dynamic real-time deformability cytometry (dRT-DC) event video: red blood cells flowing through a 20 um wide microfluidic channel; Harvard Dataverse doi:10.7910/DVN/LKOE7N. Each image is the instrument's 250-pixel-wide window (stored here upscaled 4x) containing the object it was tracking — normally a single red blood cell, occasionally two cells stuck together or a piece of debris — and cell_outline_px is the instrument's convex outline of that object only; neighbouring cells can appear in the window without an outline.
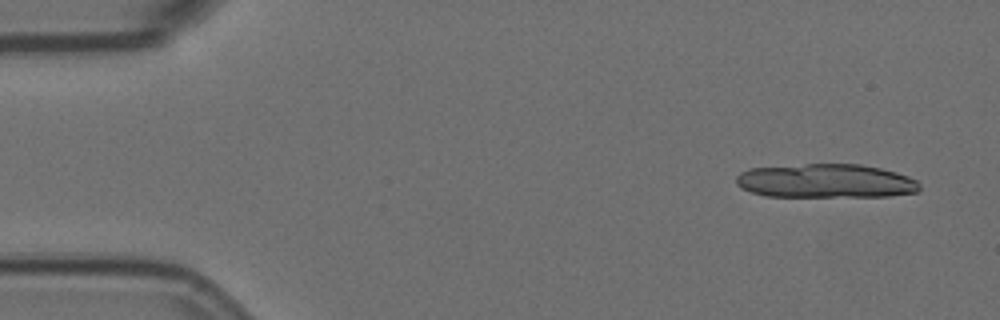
{"species": "Egyptian fruit bat (a non-hibernating species)", "species_latin": "Rousettus aegyptiacus", "temperature_condition": "room temperature", "stored_images_in_passage": 4, "camera_frame_rate_fps": 3000, "um_per_image_px": 0.085, "animal": {"sex": "female"}, "frame": {"image": 1, "passage_image": 1, "time_ms": 0.0, "image_size_px": [1000, 320], "cell_outline_px": [[920, 188], [916, 192], [888, 196], [764, 196], [740, 188], [736, 184], [736, 176], [740, 172], [748, 168], [804, 164], [860, 164], [880, 168], [896, 172], [908, 176], [916, 180], [920, 184]], "centroid_in_image_um": [70.16, 15.38], "position_along_channel_um": 14.8, "area_um2": 36.36}}